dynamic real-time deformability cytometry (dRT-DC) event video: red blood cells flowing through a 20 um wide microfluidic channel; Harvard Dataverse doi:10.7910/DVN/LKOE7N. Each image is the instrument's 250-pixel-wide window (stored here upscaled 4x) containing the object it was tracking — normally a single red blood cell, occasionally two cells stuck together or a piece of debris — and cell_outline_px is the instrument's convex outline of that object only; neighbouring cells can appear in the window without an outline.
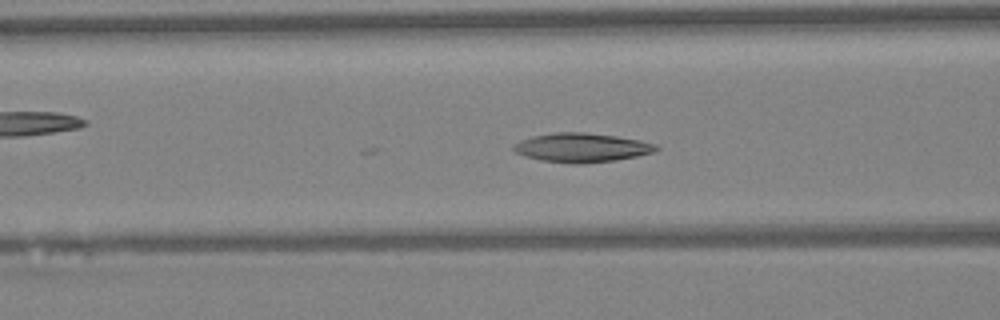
{"species": "Egyptian fruit bat (a non-hibernating species)", "species_latin": "Rousettus aegyptiacus", "temperature_condition": "warm", "stored_images_in_passage": 17, "camera_frame_rate_fps": 3000, "um_per_image_px": 0.085, "animal": {"sex": "female"}, "frame": {"image": 1, "passage_image": 17, "time_ms": 5.333, "image_size_px": [1000, 320], "cell_outline_px": [[660, 148], [656, 152], [616, 160], [584, 164], [572, 164], [540, 160], [524, 156], [516, 152], [512, 148], [520, 140], [532, 136], [556, 132], [584, 132], [616, 136], [640, 140], [656, 144]], "centroid_in_image_um": [49.46, 12.55], "position_along_channel_um": 117.1, "area_um2": 24.28}}